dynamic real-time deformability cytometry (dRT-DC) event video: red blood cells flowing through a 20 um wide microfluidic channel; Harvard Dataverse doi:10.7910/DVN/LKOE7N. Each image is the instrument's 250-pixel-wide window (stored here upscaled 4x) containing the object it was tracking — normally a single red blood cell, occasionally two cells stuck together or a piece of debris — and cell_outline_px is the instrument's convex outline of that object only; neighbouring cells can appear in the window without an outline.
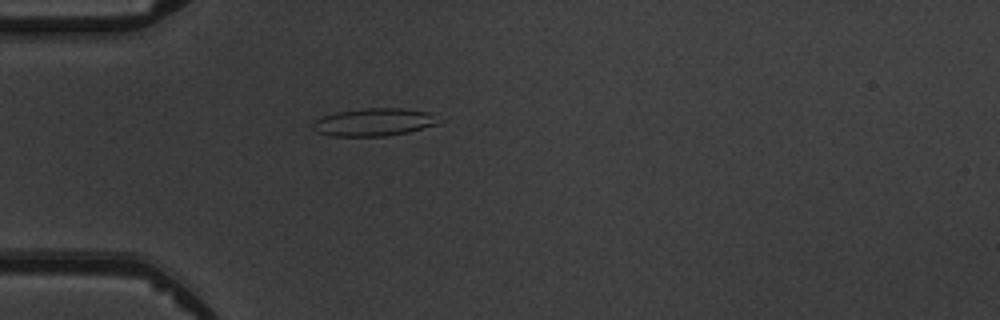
{"species": "common noctule bat (a hibernating species)", "species_latin": "Nyctalus noctula", "temperature_condition": "warm", "stored_images_in_passage": 1, "camera_frame_rate_fps": 3000, "um_per_image_px": 0.085, "animal": {"sex": "male", "body_mass_g": 19.5, "forearm_length_mm": 54.6}, "frame": {"image": 1, "passage_image": 1, "time_ms": 0.0, "image_size_px": [1000, 320], "cell_outline_px": [[436, 124], [408, 132], [384, 136], [328, 136], [316, 132], [312, 128], [312, 120], [336, 112], [368, 108], [400, 108], [428, 112]], "centroid_in_image_um": [31.63, 10.39], "position_along_channel_um": 53.4, "area_um2": 19.94}}